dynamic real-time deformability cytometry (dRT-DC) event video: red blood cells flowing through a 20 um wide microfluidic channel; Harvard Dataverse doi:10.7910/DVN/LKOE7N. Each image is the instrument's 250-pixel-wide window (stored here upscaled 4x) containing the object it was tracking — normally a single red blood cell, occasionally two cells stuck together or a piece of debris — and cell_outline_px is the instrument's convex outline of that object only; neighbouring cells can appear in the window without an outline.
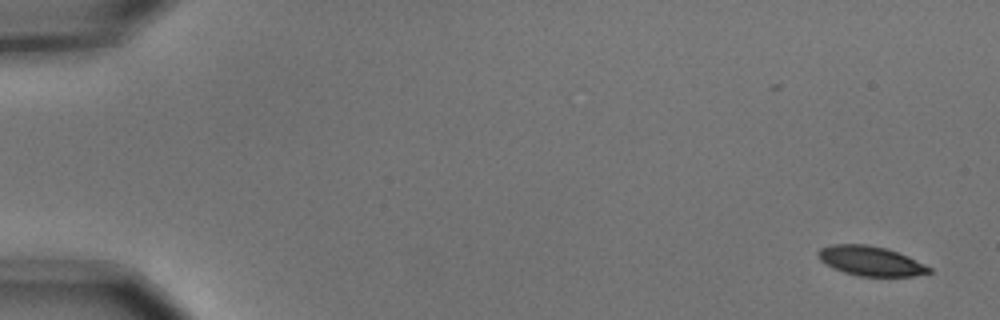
{"species": "common noctule bat (a hibernating species)", "species_latin": "Nyctalus noctula", "temperature_condition": "cold", "stored_images_in_passage": 5, "camera_frame_rate_fps": 3000, "um_per_image_px": 0.085, "animal": {"sex": "male", "body_mass_g": 15.6}, "frame": {"image": 1, "passage_image": 2, "time_ms": 0.333, "image_size_px": [1000, 320], "cell_outline_px": [[932, 272], [912, 276], [860, 276], [844, 272], [820, 260], [816, 256], [816, 252], [820, 248], [832, 244], [868, 244], [884, 248], [908, 256], [932, 268]], "centroid_in_image_um": [73.99, 22.17], "position_along_channel_um": 11.0, "area_um2": 18.96}}